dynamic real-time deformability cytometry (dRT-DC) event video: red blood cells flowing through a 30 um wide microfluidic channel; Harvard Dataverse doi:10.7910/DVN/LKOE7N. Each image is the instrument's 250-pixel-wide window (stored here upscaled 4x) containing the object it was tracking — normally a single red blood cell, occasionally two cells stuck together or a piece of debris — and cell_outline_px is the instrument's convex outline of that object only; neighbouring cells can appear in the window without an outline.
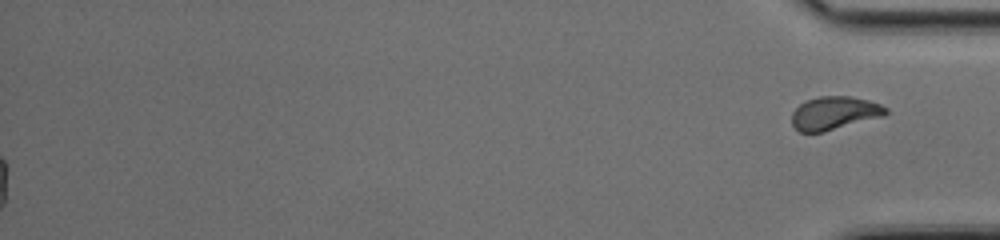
{"species": "common noctule bat (a hibernating species)", "species_latin": "Nyctalus noctula", "temperature_condition": "cold", "stored_images_in_passage": 53, "segment_of_instrument_passage": [2, 2], "camera_frame_rate_fps": 3000, "um_per_image_px": 0.085, "animal": {"sex": "female", "body_mass_g": 17.0, "forearm_length_mm": 48.0}, "frame": {"image": 1, "passage_image": 53, "time_ms": 17.333, "image_size_px": [1000, 240], "cell_outline_px": [[888, 112], [884, 116], [824, 132], [800, 132], [792, 124], [792, 112], [804, 100], [820, 96], [848, 96], [868, 100], [880, 104], [888, 108]], "centroid_in_image_um": [70.93, 9.61], "position_along_channel_um": 364.3, "area_um2": 18.26}}